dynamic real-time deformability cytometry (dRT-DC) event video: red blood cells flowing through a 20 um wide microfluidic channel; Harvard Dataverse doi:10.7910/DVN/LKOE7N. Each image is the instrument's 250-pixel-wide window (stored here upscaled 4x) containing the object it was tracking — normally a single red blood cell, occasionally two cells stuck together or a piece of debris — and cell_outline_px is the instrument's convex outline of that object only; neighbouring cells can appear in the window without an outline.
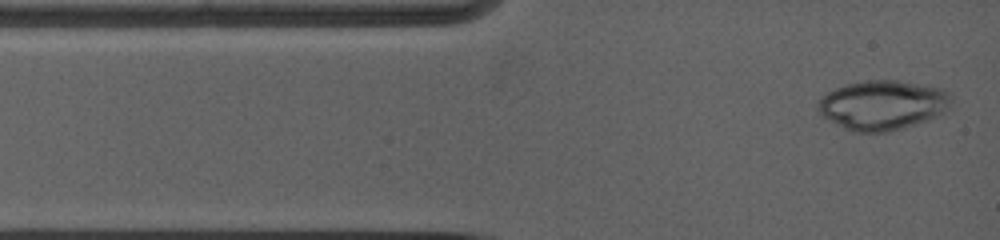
{"species": "common noctule bat (a hibernating species)", "species_latin": "Nyctalus noctula", "temperature_condition": "warm", "stored_images_in_passage": 31, "camera_frame_rate_fps": 5000, "um_per_image_px": 0.085, "animal": {"sex": "female", "body_mass_g": 19.0, "forearm_length_mm": 53.3}, "frame": {"image": 1, "passage_image": 1, "time_ms": 0.0, "image_size_px": [1000, 240], "cell_outline_px": [[944, 96], [932, 112], [928, 116], [908, 124], [896, 128], [880, 132], [860, 132], [848, 128], [824, 116], [820, 108], [820, 100], [828, 92], [836, 88], [848, 84], [868, 80], [896, 80], [936, 88], [944, 92]], "centroid_in_image_um": [74.76, 8.88], "position_along_channel_um": 10.2, "area_um2": 34.62}}
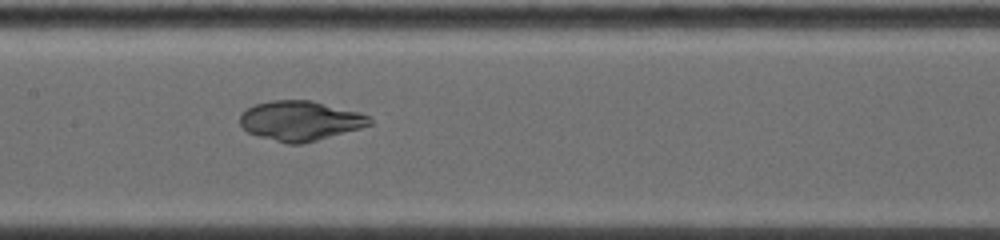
{"frame": {"image": 2, "passage_image": 18, "time_ms": 5.4, "image_size_px": [1000, 240], "cell_outline_px": [[372, 124], [300, 144], [288, 144], [248, 132], [240, 124], [240, 116], [248, 108], [256, 104], [272, 100], [312, 100], [356, 112], [368, 116], [372, 120]], "centroid_in_image_um": [25.49, 10.25], "position_along_channel_um": 181.9, "area_um2": 29.19}}
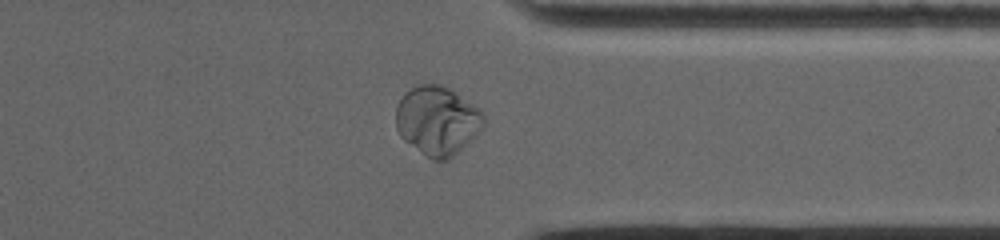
{"frame": {"image": 3, "passage_image": 30, "time_ms": 10.4, "image_size_px": [1000, 240], "cell_outline_px": [[484, 124], [448, 160], [432, 160], [404, 140], [400, 136], [396, 128], [396, 108], [400, 100], [416, 84], [440, 84], [452, 88], [476, 108], [484, 116]], "centroid_in_image_um": [37.12, 10.23], "position_along_channel_um": 374.3, "area_um2": 34.45}}